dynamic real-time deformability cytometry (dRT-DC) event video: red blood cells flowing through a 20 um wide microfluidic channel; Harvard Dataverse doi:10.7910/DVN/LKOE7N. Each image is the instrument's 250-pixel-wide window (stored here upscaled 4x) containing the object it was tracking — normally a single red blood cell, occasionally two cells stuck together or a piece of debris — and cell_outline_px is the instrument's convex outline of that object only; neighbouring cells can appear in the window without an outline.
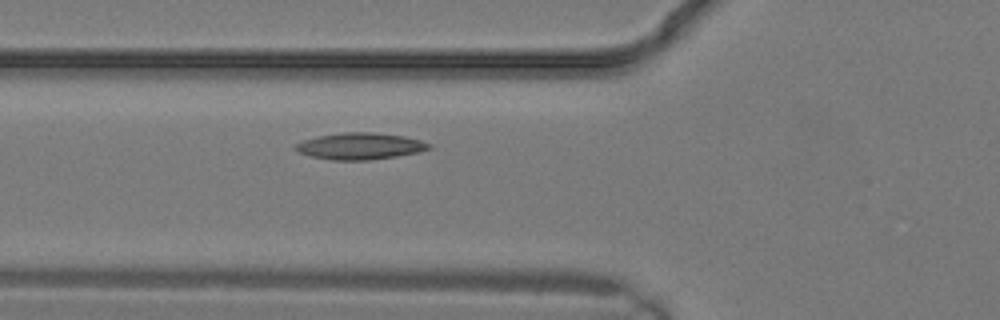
{"species": "common noctule bat (a hibernating species)", "species_latin": "Nyctalus noctula", "temperature_condition": "warm", "stored_images_in_passage": 9, "camera_frame_rate_fps": 3000, "um_per_image_px": 0.085, "animal": {"sex": "male", "body_mass_g": 19.2, "forearm_length_mm": 51.8}, "frame": {"image": 1, "passage_image": 9, "time_ms": 2.667, "image_size_px": [1000, 320], "cell_outline_px": [[432, 148], [420, 152], [396, 156], [368, 160], [332, 160], [312, 156], [300, 152], [292, 148], [300, 140], [320, 136], [344, 132], [372, 132], [404, 136], [420, 140], [432, 144]], "centroid_in_image_um": [30.62, 12.42], "position_along_channel_um": 95.2, "area_um2": 20.69}}